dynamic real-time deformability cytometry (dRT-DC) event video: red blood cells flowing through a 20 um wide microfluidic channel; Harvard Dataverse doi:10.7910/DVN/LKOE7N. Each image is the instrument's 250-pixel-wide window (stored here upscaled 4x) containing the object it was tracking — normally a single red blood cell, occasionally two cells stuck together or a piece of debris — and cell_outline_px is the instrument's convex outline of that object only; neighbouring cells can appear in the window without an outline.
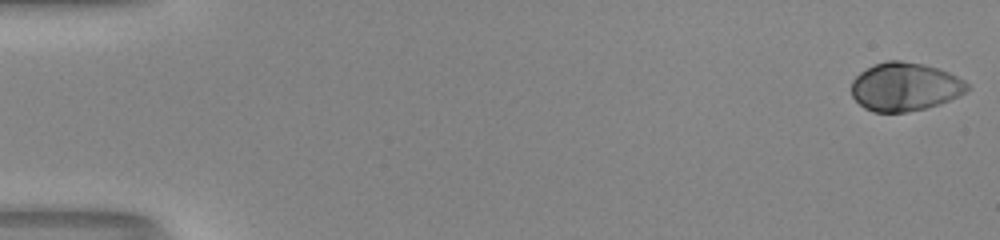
{"species": "human", "species_latin": "Homo sapiens", "temperature_condition": "room temperature", "stored_images_in_passage": 52, "camera_frame_rate_fps": 3000, "um_per_image_px": 0.085, "donor": {"sex": "male"}, "frame": {"image": 1, "passage_image": 1, "time_ms": 0.0, "image_size_px": [1000, 240], "cell_outline_px": [[968, 88], [964, 92], [940, 104], [924, 108], [904, 112], [872, 112], [864, 108], [852, 96], [852, 80], [860, 72], [884, 60], [900, 60], [924, 64], [948, 72], [964, 80], [968, 84]], "centroid_in_image_um": [76.88, 7.37], "position_along_channel_um": 8.1, "area_um2": 32.37}}
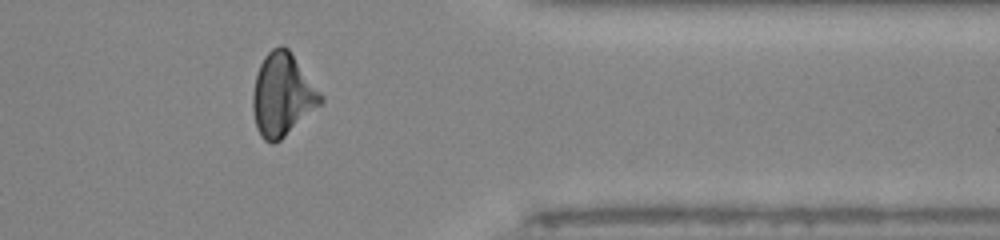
{"frame": {"image": 2, "passage_image": 43, "time_ms": 14.0, "image_size_px": [1000, 240], "cell_outline_px": [[324, 100], [320, 104], [280, 140], [272, 144], [264, 140], [260, 136], [256, 128], [252, 108], [252, 96], [256, 76], [260, 64], [264, 56], [272, 48], [280, 44], [288, 48], [324, 96]], "centroid_in_image_um": [23.99, 8.05], "position_along_channel_um": 387.4, "area_um2": 32.54}}
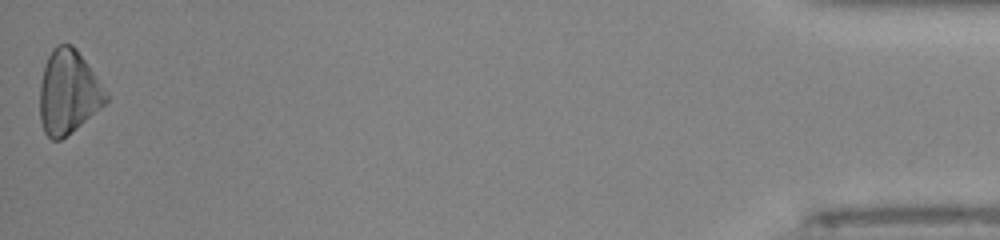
{"frame": {"image": 3, "passage_image": 52, "time_ms": 17.0, "image_size_px": [1000, 240], "cell_outline_px": [[108, 100], [100, 108], [76, 128], [60, 140], [52, 140], [44, 132], [40, 120], [40, 84], [44, 68], [48, 56], [52, 48], [56, 44], [72, 44], [76, 48], [96, 76], [108, 96]], "centroid_in_image_um": [5.78, 7.82], "position_along_channel_um": 429.4, "area_um2": 31.91}, "authors_computed_cell_mechanics": {"area_um2": 31.9056, "velocity_mm_per_s": 4.1103, "shape_relaxation_time_tau1_ms": 3.4847, "shape_relaxation_time_tau2_ms": null, "deformation_change_tau1": 0.1646, "deformation_change_tau2": null}}